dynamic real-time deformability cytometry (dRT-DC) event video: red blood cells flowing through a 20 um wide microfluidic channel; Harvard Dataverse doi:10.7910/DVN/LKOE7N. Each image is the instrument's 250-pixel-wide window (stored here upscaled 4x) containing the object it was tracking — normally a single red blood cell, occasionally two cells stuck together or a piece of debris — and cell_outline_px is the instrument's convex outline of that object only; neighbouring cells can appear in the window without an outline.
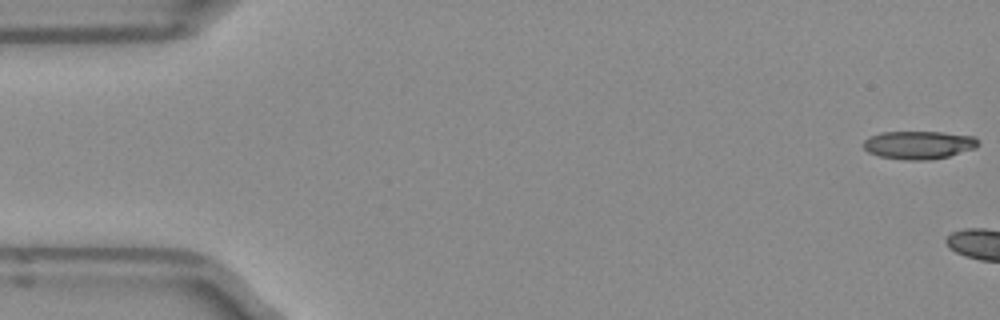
{"species": "Egyptian fruit bat (a non-hibernating species)", "species_latin": "Rousettus aegyptiacus", "temperature_condition": "room temperature", "stored_images_in_passage": 4, "camera_frame_rate_fps": 3000, "um_per_image_px": 0.085, "frame": {"image": 1, "passage_image": 1, "time_ms": 0.0, "image_size_px": [1000, 320], "cell_outline_px": [[980, 144], [976, 148], [948, 156], [928, 160], [904, 160], [880, 156], [868, 152], [860, 144], [868, 136], [880, 132], [940, 132], [976, 136]], "centroid_in_image_um": [78.07, 12.31], "position_along_channel_um": 6.9, "area_um2": 19.02}}